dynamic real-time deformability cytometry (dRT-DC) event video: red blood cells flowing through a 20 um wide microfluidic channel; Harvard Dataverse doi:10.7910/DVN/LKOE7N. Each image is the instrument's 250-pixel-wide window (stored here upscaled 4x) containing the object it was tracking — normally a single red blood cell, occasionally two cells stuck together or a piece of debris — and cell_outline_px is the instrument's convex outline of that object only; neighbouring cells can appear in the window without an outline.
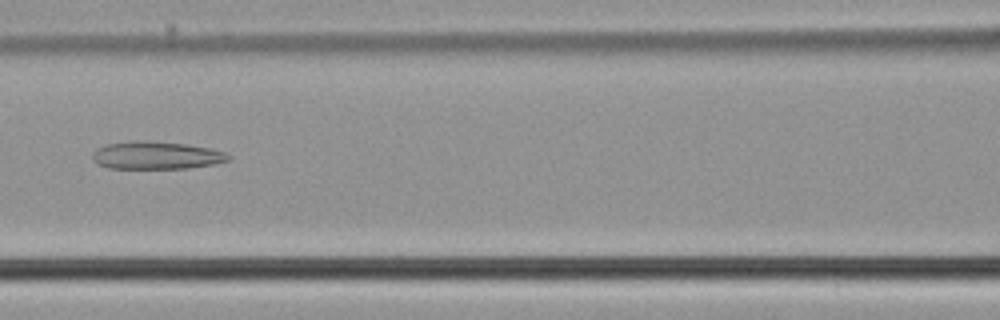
{"species": "common noctule bat (a hibernating species)", "species_latin": "Nyctalus noctula", "temperature_condition": "cold", "stored_images_in_passage": 55, "camera_frame_rate_fps": 3000, "um_per_image_px": 0.085, "animal": {"sex": "male", "body_mass_g": 21.5, "forearm_length_mm": 52.0}, "frame": {"image": 1, "passage_image": 25, "time_ms": 8.0, "image_size_px": [1000, 320], "cell_outline_px": [[232, 156], [228, 160], [216, 164], [188, 168], [108, 168], [96, 164], [92, 160], [92, 152], [96, 148], [104, 144], [132, 140], [148, 140], [188, 144], [212, 148], [224, 152]], "centroid_in_image_um": [13.25, 13.19], "position_along_channel_um": 153.3, "area_um2": 22.43}}
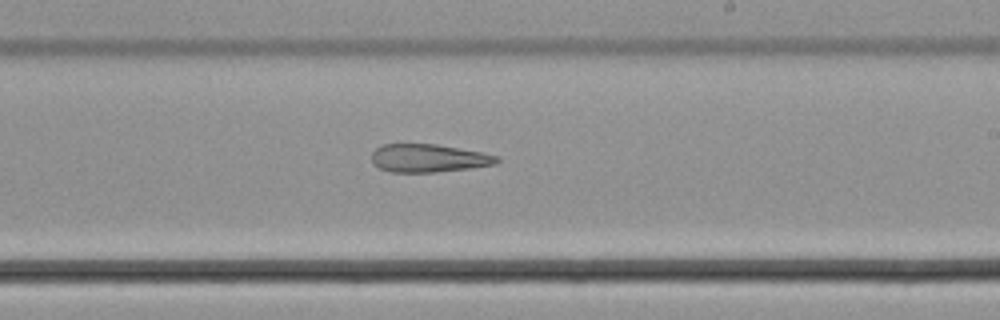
{"frame": {"image": 2, "passage_image": 33, "time_ms": 10.667, "image_size_px": [1000, 320], "cell_outline_px": [[500, 160], [496, 164], [468, 168], [436, 172], [392, 172], [380, 168], [372, 164], [372, 152], [380, 144], [436, 144], [480, 152], [500, 156]], "centroid_in_image_um": [36.4, 13.44], "position_along_channel_um": 252.6, "area_um2": 20.46}}
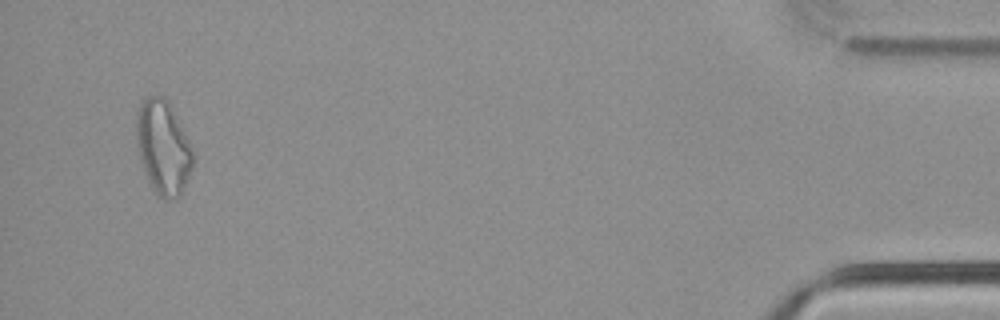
{"frame": {"image": 3, "passage_image": 53, "time_ms": 17.333, "image_size_px": [1000, 320], "cell_outline_px": [[196, 160], [180, 192], [176, 196], [164, 200], [152, 188], [148, 180], [140, 160], [136, 140], [136, 112], [140, 100], [148, 96], [164, 96], [168, 100], [188, 140]], "centroid_in_image_um": [13.84, 12.46], "position_along_channel_um": 421.4, "area_um2": 30.75}}